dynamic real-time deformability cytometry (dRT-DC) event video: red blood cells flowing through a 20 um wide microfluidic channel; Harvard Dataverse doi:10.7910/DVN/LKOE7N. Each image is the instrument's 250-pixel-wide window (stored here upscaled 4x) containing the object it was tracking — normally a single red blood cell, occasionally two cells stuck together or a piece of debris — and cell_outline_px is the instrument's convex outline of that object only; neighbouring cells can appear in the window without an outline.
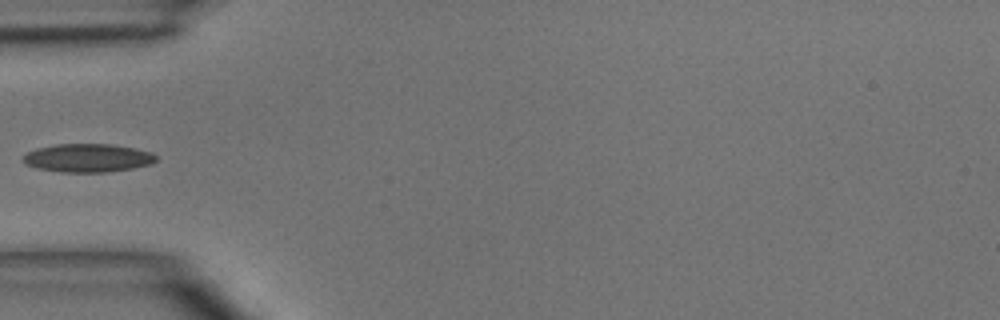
{"species": "common noctule bat (a hibernating species)", "species_latin": "Nyctalus noctula", "temperature_condition": "room temperature", "stored_images_in_passage": 4, "camera_frame_rate_fps": 3000, "um_per_image_px": 0.085, "animal": {"sex": "male", "body_mass_g": 15.6}, "frame": {"image": 1, "passage_image": 4, "time_ms": 3.333, "image_size_px": [1000, 320], "cell_outline_px": [[156, 160], [152, 164], [132, 168], [108, 172], [60, 172], [36, 168], [24, 164], [20, 160], [24, 152], [36, 148], [56, 144], [112, 144], [152, 152], [156, 156]], "centroid_in_image_um": [7.38, 13.42], "position_along_channel_um": 77.6, "area_um2": 22.25}}